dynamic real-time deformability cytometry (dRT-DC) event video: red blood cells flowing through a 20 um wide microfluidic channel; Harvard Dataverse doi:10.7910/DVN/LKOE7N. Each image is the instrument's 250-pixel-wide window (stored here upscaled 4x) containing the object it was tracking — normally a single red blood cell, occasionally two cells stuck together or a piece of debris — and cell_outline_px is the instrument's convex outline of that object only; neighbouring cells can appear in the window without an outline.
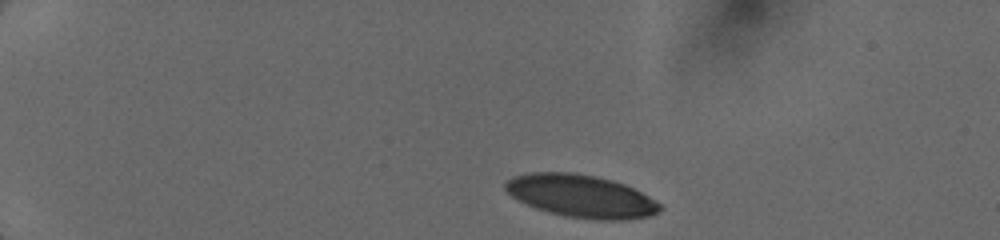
{"species": "human", "species_latin": "Homo sapiens", "temperature_condition": "cold", "stored_images_in_passage": 33, "camera_frame_rate_fps": 3000, "um_per_image_px": 0.085, "donor": {"sex": "female"}, "frame": {"image": 1, "passage_image": 1, "time_ms": 0.0, "image_size_px": [1000, 240], "cell_outline_px": [[664, 208], [660, 212], [652, 216], [628, 220], [596, 220], [564, 216], [548, 212], [536, 208], [512, 196], [504, 188], [504, 184], [512, 176], [532, 172], [576, 172], [596, 176], [612, 180], [624, 184], [648, 196], [660, 204]], "centroid_in_image_um": [49.42, 16.67], "position_along_channel_um": 35.6, "area_um2": 38.61}}
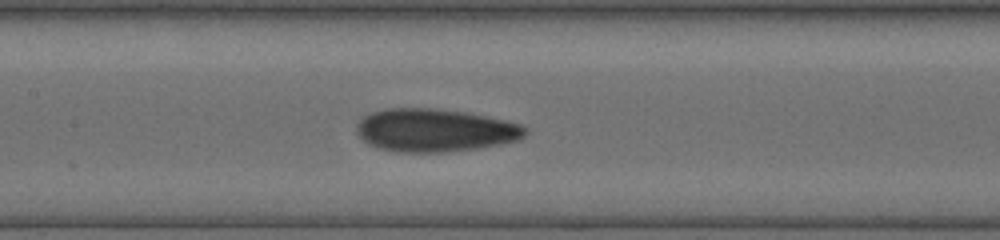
{"frame": {"image": 2, "passage_image": 14, "time_ms": 5.333, "image_size_px": [1000, 240], "cell_outline_px": [[528, 132], [524, 136], [516, 140], [500, 144], [480, 148], [444, 152], [396, 152], [376, 148], [368, 144], [356, 132], [356, 124], [364, 116], [372, 112], [384, 108], [436, 108], [464, 112], [504, 120], [520, 124], [528, 128]], "centroid_in_image_um": [36.94, 11.07], "position_along_channel_um": 170.5, "area_um2": 42.37}}
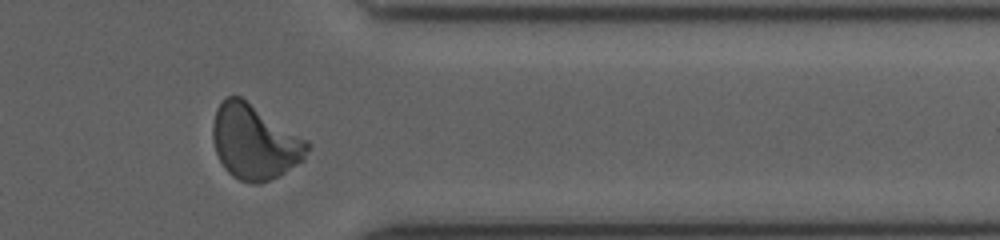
{"frame": {"image": 3, "passage_image": 27, "time_ms": 10.667, "image_size_px": [1000, 240], "cell_outline_px": [[312, 144], [304, 160], [280, 176], [260, 184], [252, 184], [240, 180], [232, 176], [224, 168], [216, 152], [212, 136], [212, 124], [216, 108], [228, 96], [240, 96], [308, 140]], "centroid_in_image_um": [21.66, 12.09], "position_along_channel_um": 389.7, "area_um2": 41.38}}